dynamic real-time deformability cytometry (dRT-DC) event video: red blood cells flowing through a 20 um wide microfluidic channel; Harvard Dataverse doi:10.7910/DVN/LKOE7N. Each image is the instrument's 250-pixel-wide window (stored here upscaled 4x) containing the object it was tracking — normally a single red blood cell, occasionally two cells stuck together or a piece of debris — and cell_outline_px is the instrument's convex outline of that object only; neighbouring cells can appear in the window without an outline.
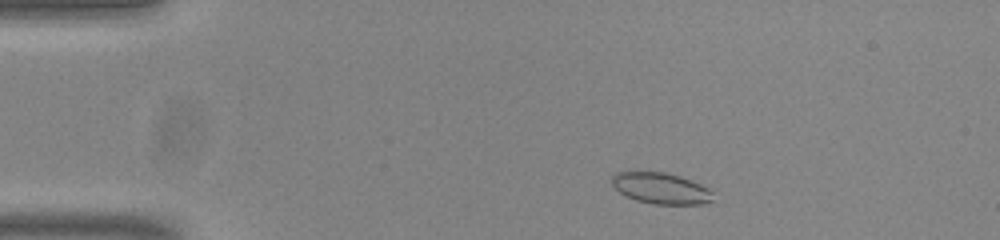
{"species": "common noctule bat (a hibernating species)", "species_latin": "Nyctalus noctula", "temperature_condition": "room temperature", "stored_images_in_passage": 48, "camera_frame_rate_fps": 3000, "um_per_image_px": 0.085, "animal": {"sex": "male", "body_mass_g": 20.0, "forearm_length_mm": 53.3}, "frame": {"image": 1, "passage_image": 4, "time_ms": 1.0, "image_size_px": [1000, 240], "cell_outline_px": [[712, 200], [704, 204], [656, 204], [636, 200], [624, 196], [612, 184], [612, 176], [616, 172], [664, 172], [680, 176], [700, 184], [708, 188], [712, 192]], "centroid_in_image_um": [56.17, 16.01], "position_along_channel_um": 28.8, "area_um2": 18.21}}
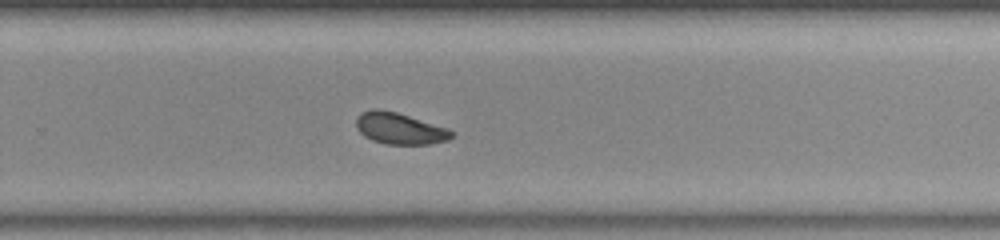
{"frame": {"image": 2, "passage_image": 30, "time_ms": 9.667, "image_size_px": [1000, 240], "cell_outline_px": [[456, 136], [448, 140], [432, 144], [388, 144], [372, 140], [364, 136], [356, 128], [356, 116], [360, 112], [372, 108], [380, 108], [396, 112], [448, 128], [456, 132]], "centroid_in_image_um": [33.98, 10.91], "position_along_channel_um": 295.8, "area_um2": 17.8}}
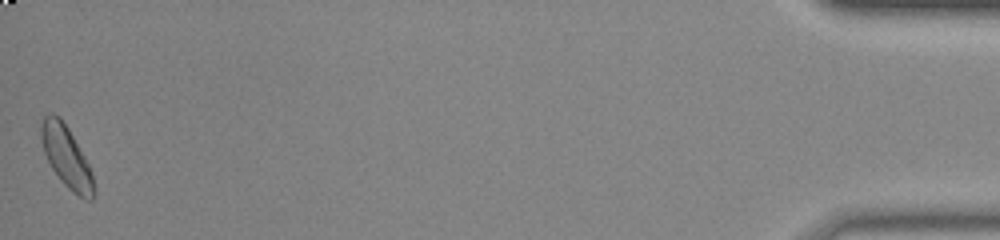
{"frame": {"image": 3, "passage_image": 48, "time_ms": 15.667, "image_size_px": [1000, 240], "cell_outline_px": [[96, 192], [92, 200], [84, 200], [72, 192], [60, 180], [52, 168], [44, 152], [40, 140], [40, 124], [44, 116], [48, 112], [52, 112], [60, 116], [68, 128], [88, 164], [92, 172]], "centroid_in_image_um": [5.64, 13.33], "position_along_channel_um": 429.6, "area_um2": 19.02}, "authors_computed_cell_mechanics": {"area_um2": 17.7157, "velocity_mm_per_s": 3.8105, "shape_relaxation_time_tau1_ms": 4.9308, "shape_relaxation_time_tau2_ms": 3.4342, "deformation_change_tau1": 0.0918, "deformation_change_tau2": 0.0767}}